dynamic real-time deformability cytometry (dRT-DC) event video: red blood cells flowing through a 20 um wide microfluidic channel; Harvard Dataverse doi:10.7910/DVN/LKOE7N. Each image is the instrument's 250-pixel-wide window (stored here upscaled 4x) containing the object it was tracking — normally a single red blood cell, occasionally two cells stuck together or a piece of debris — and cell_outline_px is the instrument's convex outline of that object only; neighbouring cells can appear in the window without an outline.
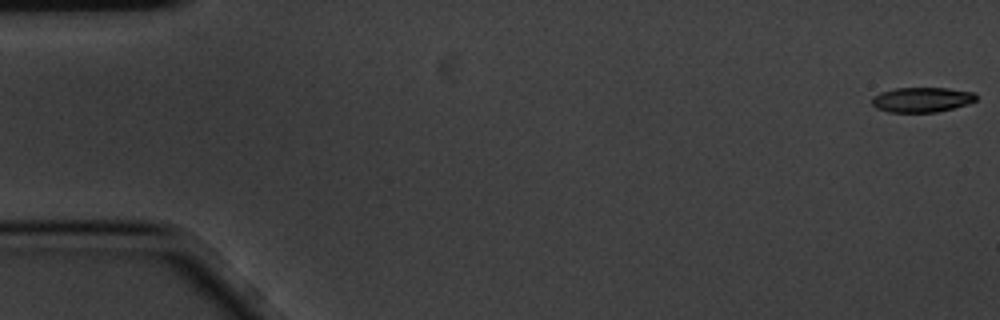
{"species": "common noctule bat (a hibernating species)", "species_latin": "Nyctalus noctula", "temperature_condition": "cold", "stored_images_in_passage": 7, "camera_frame_rate_fps": 3000, "um_per_image_px": 0.085, "animal": {"sex": "male", "body_mass_g": 20.1, "forearm_length_mm": 53.5}, "frame": {"image": 1, "passage_image": 1, "time_ms": 0.0, "image_size_px": [1000, 320], "cell_outline_px": [[976, 100], [952, 108], [936, 112], [888, 112], [876, 108], [872, 104], [872, 96], [880, 92], [896, 88], [948, 88], [976, 92]], "centroid_in_image_um": [78.32, 8.46], "position_along_channel_um": 6.7, "area_um2": 15.09}}
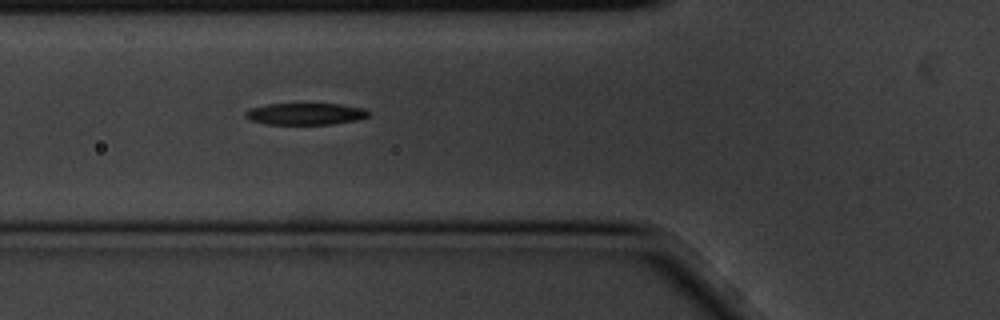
{"frame": {"image": 2, "passage_image": 7, "time_ms": 2.0, "image_size_px": [1000, 320], "cell_outline_px": [[372, 112], [368, 116], [360, 120], [332, 124], [268, 124], [248, 120], [244, 116], [244, 112], [248, 108], [268, 104], [340, 104], [364, 108]], "centroid_in_image_um": [25.97, 9.68], "position_along_channel_um": 99.8, "area_um2": 15.84}}